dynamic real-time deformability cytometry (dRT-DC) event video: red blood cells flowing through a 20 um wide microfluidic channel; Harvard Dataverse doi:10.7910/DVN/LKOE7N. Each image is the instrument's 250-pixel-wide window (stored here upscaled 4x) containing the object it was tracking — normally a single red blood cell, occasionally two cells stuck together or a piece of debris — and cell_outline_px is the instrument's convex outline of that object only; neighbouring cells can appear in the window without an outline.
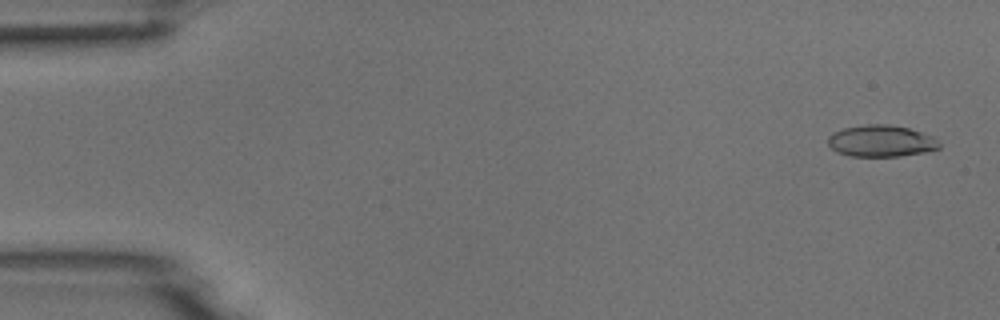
{"species": "common noctule bat (a hibernating species)", "species_latin": "Nyctalus noctula", "temperature_condition": "room temperature", "stored_images_in_passage": 53, "camera_frame_rate_fps": 3000, "um_per_image_px": 0.085, "animal": {"sex": "male", "body_mass_g": 18.8}, "frame": {"image": 1, "passage_image": 2, "time_ms": 0.333, "image_size_px": [1000, 320], "cell_outline_px": [[940, 148], [928, 152], [900, 156], [848, 156], [836, 152], [828, 144], [828, 136], [832, 132], [844, 128], [868, 124], [888, 124], [908, 128], [936, 136], [940, 144]], "centroid_in_image_um": [74.92, 11.99], "position_along_channel_um": 10.1, "area_um2": 20.81}}
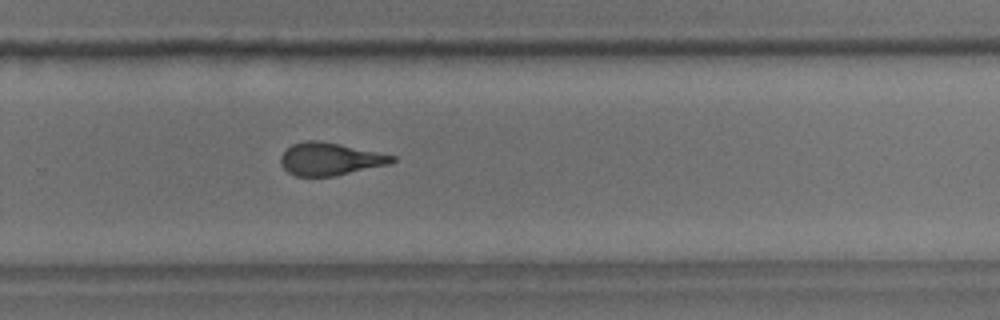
{"frame": {"image": 2, "passage_image": 35, "time_ms": 11.333, "image_size_px": [1000, 320], "cell_outline_px": [[396, 160], [392, 164], [336, 176], [296, 176], [288, 172], [280, 164], [280, 156], [292, 144], [304, 140], [320, 140], [340, 144], [396, 156]], "centroid_in_image_um": [28.07, 13.52], "position_along_channel_um": 301.7, "area_um2": 21.39}}
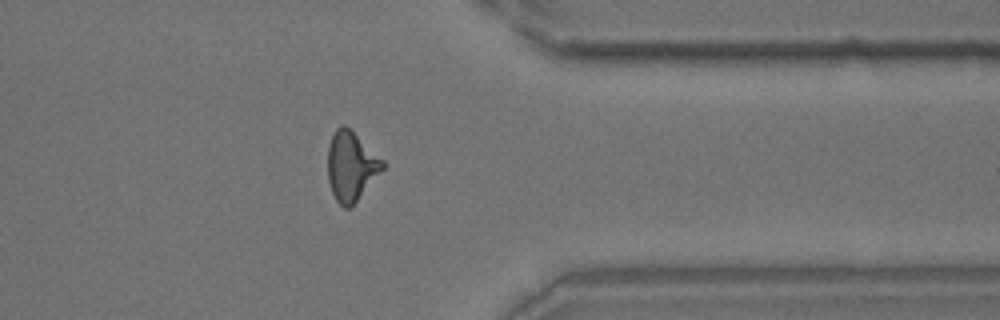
{"frame": {"image": 3, "passage_image": 42, "time_ms": 13.667, "image_size_px": [1000, 320], "cell_outline_px": [[384, 168], [356, 200], [348, 208], [344, 208], [336, 200], [332, 192], [328, 180], [328, 144], [336, 128], [340, 124], [344, 124], [384, 160]], "centroid_in_image_um": [29.82, 14.09], "position_along_channel_um": 381.6, "area_um2": 21.73}}